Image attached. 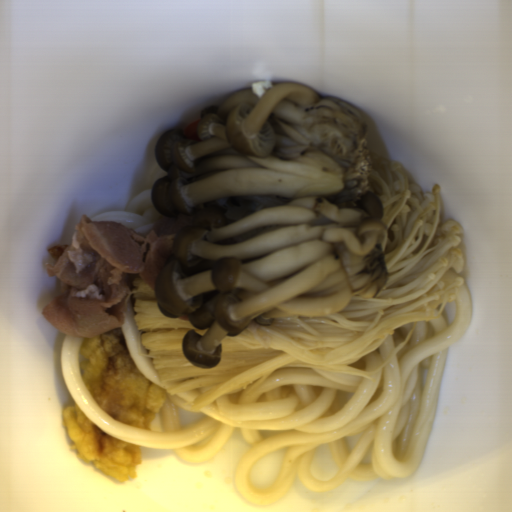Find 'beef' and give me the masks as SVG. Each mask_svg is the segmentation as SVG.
I'll use <instances>...</instances> for the list:
<instances>
[{"mask_svg": "<svg viewBox=\"0 0 512 512\" xmlns=\"http://www.w3.org/2000/svg\"><path fill=\"white\" fill-rule=\"evenodd\" d=\"M176 318H178V319H184V320H186V321H191L190 317H187V316H184V315H183V316L176 317Z\"/></svg>", "mask_w": 512, "mask_h": 512, "instance_id": "obj_2", "label": "beef"}, {"mask_svg": "<svg viewBox=\"0 0 512 512\" xmlns=\"http://www.w3.org/2000/svg\"><path fill=\"white\" fill-rule=\"evenodd\" d=\"M208 213L195 210L176 218L161 214L149 234L140 235L118 221H95L82 215L71 243L56 244L44 264L61 292L42 314L69 336H95L123 325L131 289L128 273L155 289L156 275L175 239L192 226L206 227Z\"/></svg>", "mask_w": 512, "mask_h": 512, "instance_id": "obj_1", "label": "beef"}]
</instances>
